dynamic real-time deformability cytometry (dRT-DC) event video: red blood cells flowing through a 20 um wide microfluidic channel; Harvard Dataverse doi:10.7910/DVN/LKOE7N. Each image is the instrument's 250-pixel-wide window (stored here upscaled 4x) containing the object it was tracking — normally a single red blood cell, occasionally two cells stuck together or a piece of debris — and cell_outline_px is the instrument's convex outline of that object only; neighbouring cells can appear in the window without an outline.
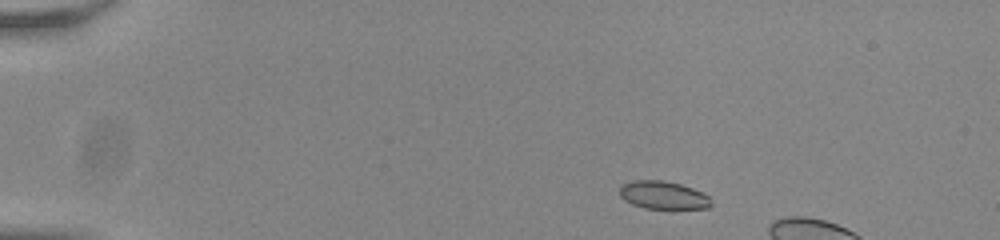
{"species": "common noctule bat (a hibernating species)", "species_latin": "Nyctalus noctula", "temperature_condition": "room temperature", "stored_images_in_passage": 15, "camera_frame_rate_fps": 3000, "um_per_image_px": 0.085, "animal": {"sex": "male", "body_mass_g": 20.0, "forearm_length_mm": 53.3}, "frame": {"image": 1, "passage_image": 2, "time_ms": 0.333, "image_size_px": [1000, 240], "cell_outline_px": [[712, 204], [708, 208], [644, 208], [632, 204], [624, 200], [620, 196], [620, 188], [624, 184], [632, 180], [664, 180], [680, 184], [692, 188], [708, 196], [712, 200]], "centroid_in_image_um": [56.36, 16.58], "position_along_channel_um": 28.6, "area_um2": 14.8}}
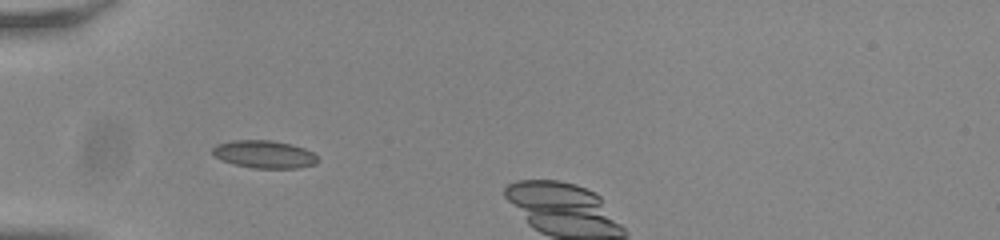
{"frame": {"image": 2, "passage_image": 11, "time_ms": 3.333, "image_size_px": [1000, 240], "cell_outline_px": [[320, 160], [316, 164], [300, 168], [252, 168], [236, 164], [224, 160], [216, 156], [212, 152], [212, 148], [216, 144], [232, 140], [268, 140], [292, 144], [304, 148], [312, 152]], "centroid_in_image_um": [22.5, 13.11], "position_along_channel_um": 62.5, "area_um2": 16.94}}